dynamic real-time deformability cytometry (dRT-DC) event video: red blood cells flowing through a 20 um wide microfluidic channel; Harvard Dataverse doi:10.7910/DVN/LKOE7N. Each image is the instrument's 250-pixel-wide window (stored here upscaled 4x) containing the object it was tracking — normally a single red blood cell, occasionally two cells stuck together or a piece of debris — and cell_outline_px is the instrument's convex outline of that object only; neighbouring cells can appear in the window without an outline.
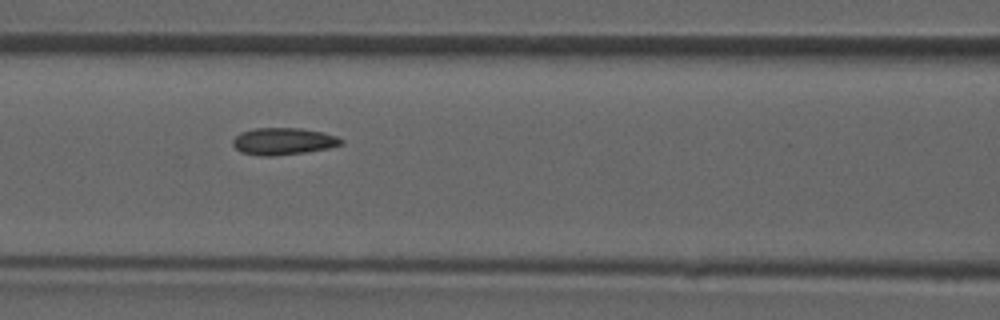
{"species": "common noctule bat (a hibernating species)", "species_latin": "Nyctalus noctula", "temperature_condition": "room temperature", "stored_images_in_passage": 49, "camera_frame_rate_fps": 3000, "um_per_image_px": 0.085, "animal": {"sex": "male", "forearm_length_mm": 52.5}, "frame": {"image": 1, "passage_image": 21, "time_ms": 6.667, "image_size_px": [1000, 320], "cell_outline_px": [[344, 144], [328, 148], [304, 152], [272, 156], [260, 156], [240, 152], [232, 144], [232, 140], [240, 132], [256, 128], [300, 128], [324, 132], [336, 136], [344, 140]], "centroid_in_image_um": [24.08, 12.01], "position_along_channel_um": 142.5, "area_um2": 17.11}}